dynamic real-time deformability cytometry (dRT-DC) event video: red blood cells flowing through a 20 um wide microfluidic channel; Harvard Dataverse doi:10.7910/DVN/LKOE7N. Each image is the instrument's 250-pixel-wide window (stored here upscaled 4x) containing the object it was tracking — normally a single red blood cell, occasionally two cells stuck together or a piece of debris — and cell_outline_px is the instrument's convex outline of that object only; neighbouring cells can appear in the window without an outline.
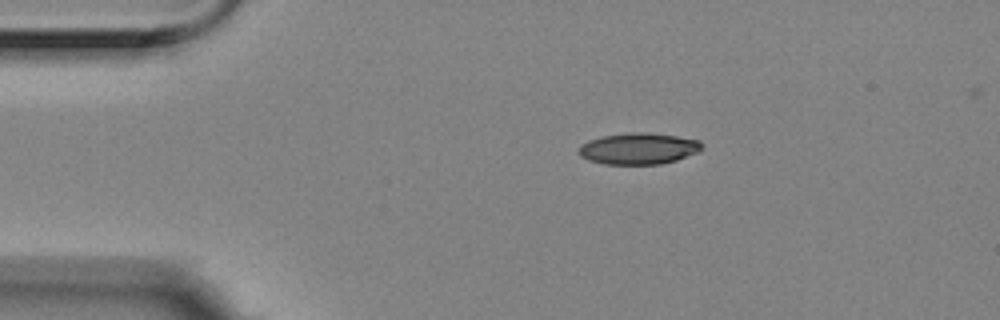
{"species": "Egyptian fruit bat (a non-hibernating species)", "species_latin": "Rousettus aegyptiacus", "temperature_condition": "room temperature", "stored_images_in_passage": 6, "camera_frame_rate_fps": 3000, "um_per_image_px": 0.085, "animal": {"sex": "female"}, "frame": {"image": 1, "passage_image": 6, "time_ms": 1.667, "image_size_px": [1000, 320], "cell_outline_px": [[704, 148], [700, 152], [676, 160], [660, 164], [604, 164], [588, 160], [580, 156], [576, 152], [576, 148], [580, 144], [588, 140], [604, 136], [628, 132], [648, 132], [676, 136], [700, 140], [704, 144]], "centroid_in_image_um": [54.27, 12.63], "position_along_channel_um": 30.7, "area_um2": 22.95}}